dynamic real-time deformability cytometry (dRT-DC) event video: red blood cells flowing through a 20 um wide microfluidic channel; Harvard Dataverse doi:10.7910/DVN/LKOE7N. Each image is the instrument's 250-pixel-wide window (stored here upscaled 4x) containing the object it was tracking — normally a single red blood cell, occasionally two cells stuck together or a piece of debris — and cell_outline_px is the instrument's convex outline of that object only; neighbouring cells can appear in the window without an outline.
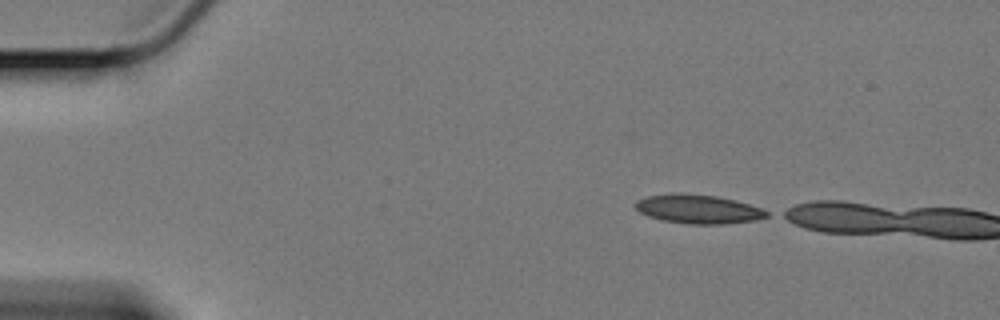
{"species": "Egyptian fruit bat (a non-hibernating species)", "species_latin": "Rousettus aegyptiacus", "temperature_condition": "cold", "stored_images_in_passage": 9, "camera_frame_rate_fps": 3000, "um_per_image_px": 0.085, "animal": {"sex": "female"}, "frame": {"image": 1, "passage_image": 1, "time_ms": 0.0, "image_size_px": [1000, 320], "cell_outline_px": [[768, 216], [756, 220], [724, 224], [688, 224], [664, 220], [648, 216], [640, 212], [636, 208], [636, 200], [648, 196], [672, 192], [680, 192], [716, 196], [736, 200], [760, 208], [768, 212]], "centroid_in_image_um": [59.33, 17.76], "position_along_channel_um": 25.7, "area_um2": 22.14}}